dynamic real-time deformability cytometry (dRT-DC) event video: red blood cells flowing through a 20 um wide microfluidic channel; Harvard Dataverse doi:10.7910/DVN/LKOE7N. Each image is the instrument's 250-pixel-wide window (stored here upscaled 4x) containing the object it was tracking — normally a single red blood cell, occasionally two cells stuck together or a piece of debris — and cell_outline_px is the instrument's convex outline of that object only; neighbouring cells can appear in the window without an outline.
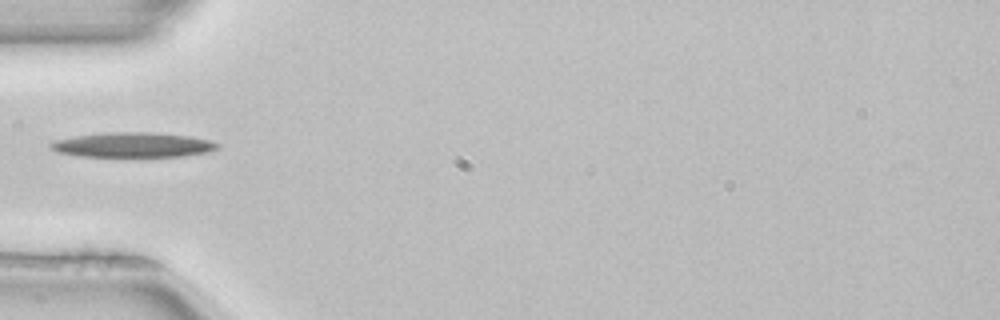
{"species": "common noctule bat (a hibernating species)", "species_latin": "Nyctalus noctula", "temperature_condition": "room temperature", "stored_images_in_passage": 2, "camera_frame_rate_fps": 3000, "um_per_image_px": 0.085, "animal": {"sex": "female", "body_mass_g": 22.7, "forearm_length_mm": 54.2}, "frame": {"image": 1, "passage_image": 2, "time_ms": 0.333, "image_size_px": [1000, 320], "cell_outline_px": [[220, 148], [208, 152], [184, 156], [80, 156], [56, 152], [48, 148], [48, 144], [56, 140], [76, 136], [104, 132], [152, 132], [188, 136], [208, 140], [220, 144]], "centroid_in_image_um": [11.27, 12.31], "position_along_channel_um": 73.7, "area_um2": 24.16}}